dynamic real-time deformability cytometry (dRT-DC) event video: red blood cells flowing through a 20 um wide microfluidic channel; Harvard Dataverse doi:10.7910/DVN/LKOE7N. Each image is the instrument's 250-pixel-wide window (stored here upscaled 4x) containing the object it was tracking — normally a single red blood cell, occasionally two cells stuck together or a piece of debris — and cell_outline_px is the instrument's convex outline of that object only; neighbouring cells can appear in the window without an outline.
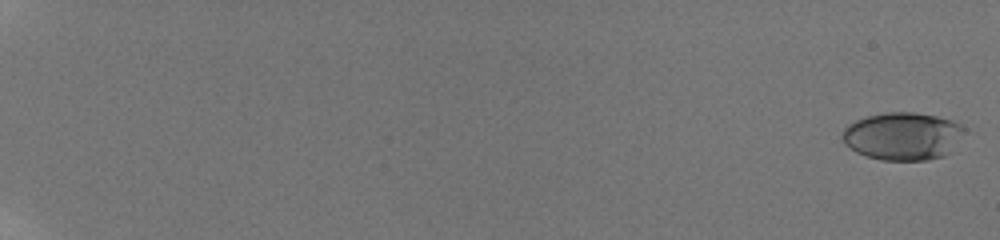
{"species": "human", "species_latin": "Homo sapiens", "temperature_condition": "room temperature", "stored_images_in_passage": 14, "camera_frame_rate_fps": 3000, "um_per_image_px": 0.085, "donor": {"sex": "male"}, "frame": {"image": 1, "passage_image": 1, "time_ms": 0.0, "image_size_px": [1000, 240], "cell_outline_px": [[964, 128], [948, 152], [944, 156], [924, 160], [880, 160], [856, 152], [844, 144], [844, 128], [848, 124], [856, 120], [868, 116], [884, 112], [912, 112], [936, 116], [952, 120], [960, 124]], "centroid_in_image_um": [76.68, 11.56], "position_along_channel_um": 8.3, "area_um2": 33.35}}
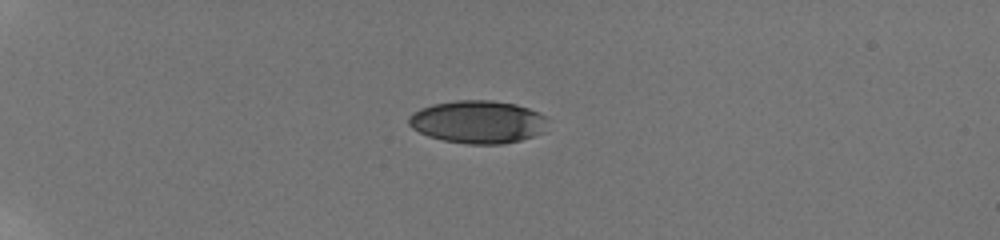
{"frame": {"image": 2, "passage_image": 8, "time_ms": 2.333, "image_size_px": [1000, 240], "cell_outline_px": [[548, 116], [544, 132], [520, 140], [504, 144], [468, 144], [444, 140], [428, 136], [412, 128], [408, 124], [408, 116], [412, 112], [420, 108], [432, 104], [456, 100], [492, 100], [516, 104], [540, 112]], "centroid_in_image_um": [40.63, 10.35], "position_along_channel_um": 44.4, "area_um2": 34.97}}